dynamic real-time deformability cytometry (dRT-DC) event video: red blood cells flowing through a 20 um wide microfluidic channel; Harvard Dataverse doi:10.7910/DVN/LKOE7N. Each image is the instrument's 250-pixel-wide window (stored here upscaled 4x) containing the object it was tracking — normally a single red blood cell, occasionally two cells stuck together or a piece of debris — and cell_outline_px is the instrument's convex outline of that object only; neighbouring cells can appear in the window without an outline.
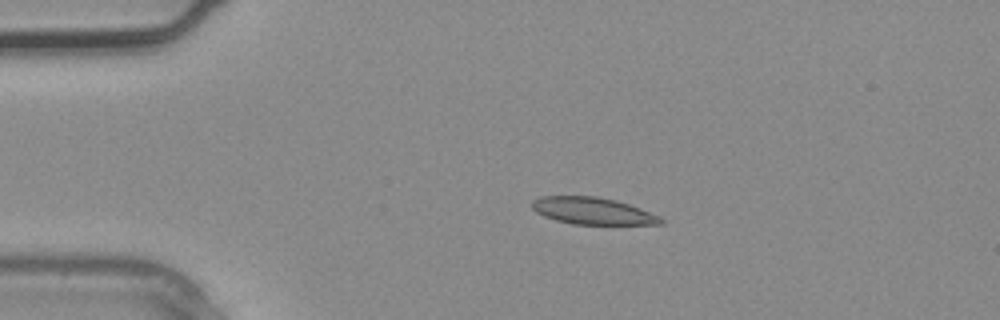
{"species": "common noctule bat (a hibernating species)", "species_latin": "Nyctalus noctula", "temperature_condition": "warm", "stored_images_in_passage": 3, "camera_frame_rate_fps": 3000, "um_per_image_px": 0.085, "animal": {"sex": "male", "body_mass_g": 20.4}, "frame": {"image": 1, "passage_image": 2, "time_ms": 0.333, "image_size_px": [1000, 320], "cell_outline_px": [[664, 224], [572, 224], [556, 220], [544, 216], [536, 212], [532, 208], [532, 200], [540, 196], [596, 196], [616, 200], [640, 208], [660, 216], [664, 220]], "centroid_in_image_um": [50.37, 17.92], "position_along_channel_um": 34.6, "area_um2": 20.23}}